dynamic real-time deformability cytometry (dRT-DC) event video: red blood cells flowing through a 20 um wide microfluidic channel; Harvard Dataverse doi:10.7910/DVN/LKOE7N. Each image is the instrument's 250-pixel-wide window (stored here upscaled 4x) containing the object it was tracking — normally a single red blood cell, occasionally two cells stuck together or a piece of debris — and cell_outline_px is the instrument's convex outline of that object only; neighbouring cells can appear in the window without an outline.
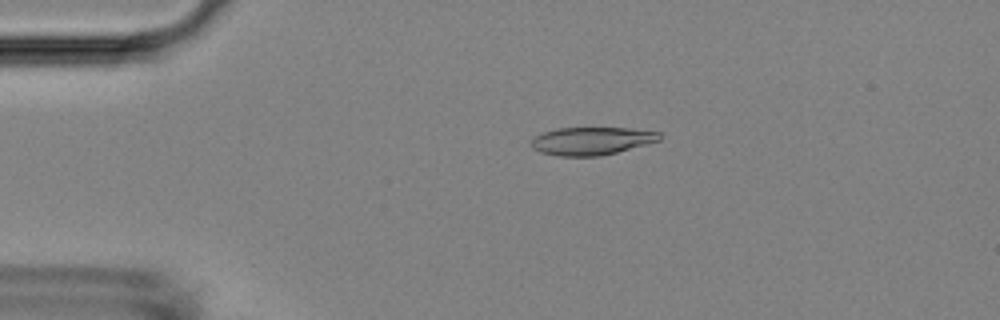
{"species": "Egyptian fruit bat (a non-hibernating species)", "species_latin": "Rousettus aegyptiacus", "temperature_condition": "room temperature", "stored_images_in_passage": 53, "camera_frame_rate_fps": 3000, "um_per_image_px": 0.085, "animal": {"sex": "female"}, "frame": {"image": 1, "passage_image": 11, "time_ms": 3.333, "image_size_px": [1000, 320], "cell_outline_px": [[660, 140], [648, 144], [600, 156], [556, 156], [540, 152], [532, 148], [532, 136], [556, 128], [628, 128], [660, 132]], "centroid_in_image_um": [50.26, 11.98], "position_along_channel_um": 34.7, "area_um2": 20.87}}
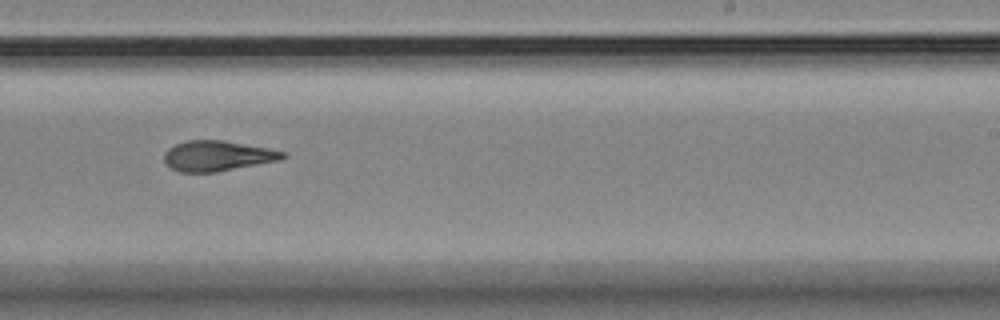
{"frame": {"image": 2, "passage_image": 33, "time_ms": 10.667, "image_size_px": [1000, 320], "cell_outline_px": [[288, 156], [280, 160], [216, 172], [180, 172], [172, 168], [164, 160], [164, 152], [168, 148], [176, 144], [188, 140], [224, 140], [268, 148], [284, 152]], "centroid_in_image_um": [18.49, 13.24], "position_along_channel_um": 270.5, "area_um2": 20.87}}
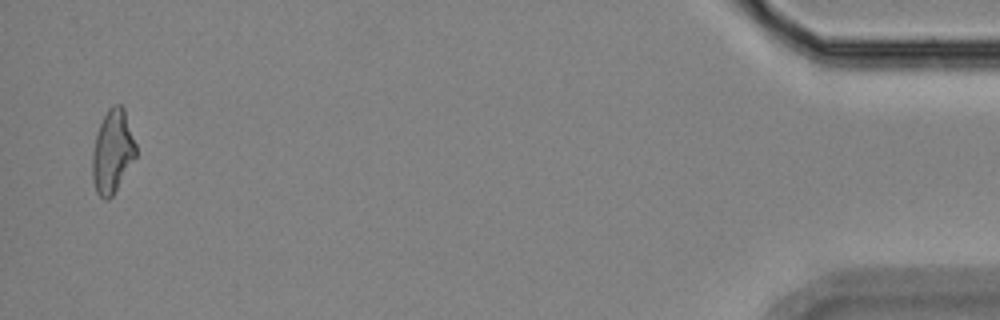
{"frame": {"image": 3, "passage_image": 52, "time_ms": 17.0, "image_size_px": [1000, 320], "cell_outline_px": [[136, 156], [112, 196], [108, 200], [104, 200], [96, 192], [92, 180], [92, 152], [96, 132], [108, 108], [112, 104], [120, 104], [124, 108], [136, 144]], "centroid_in_image_um": [9.54, 12.87], "position_along_channel_um": 425.7, "area_um2": 21.15}, "authors_computed_cell_mechanics": {"area_um2": 21.2126, "velocity_mm_per_s": 3.7494, "shape_relaxation_time_tau1_ms": null, "shape_relaxation_time_tau2_ms": 2.1623, "deformation_change_tau1": null, "deformation_change_tau2": 0.1096}}